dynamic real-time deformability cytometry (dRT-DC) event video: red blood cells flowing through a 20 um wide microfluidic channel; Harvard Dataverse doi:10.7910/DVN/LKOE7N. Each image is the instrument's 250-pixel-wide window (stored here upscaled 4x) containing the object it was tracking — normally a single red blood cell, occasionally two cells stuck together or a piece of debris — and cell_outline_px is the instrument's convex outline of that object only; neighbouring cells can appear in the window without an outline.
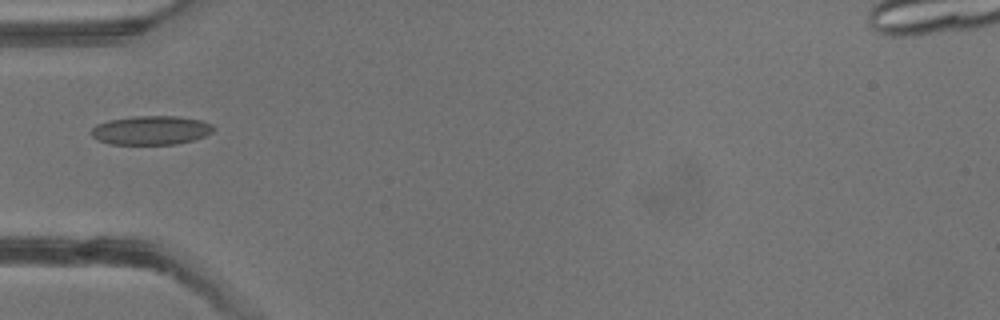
{"species": "common noctule bat (a hibernating species)", "species_latin": "Nyctalus noctula", "temperature_condition": "warm", "stored_images_in_passage": 4, "camera_frame_rate_fps": 3000, "um_per_image_px": 0.085, "animal": {"sex": "male", "body_mass_g": 13.3}, "frame": {"image": 1, "passage_image": 4, "time_ms": 3.667, "image_size_px": [1000, 320], "cell_outline_px": [[216, 128], [212, 132], [204, 136], [192, 140], [176, 144], [112, 144], [100, 140], [92, 136], [88, 132], [96, 124], [108, 120], [136, 116], [176, 116], [200, 120], [212, 124]], "centroid_in_image_um": [12.83, 11.07], "position_along_channel_um": 72.2, "area_um2": 20.58}}